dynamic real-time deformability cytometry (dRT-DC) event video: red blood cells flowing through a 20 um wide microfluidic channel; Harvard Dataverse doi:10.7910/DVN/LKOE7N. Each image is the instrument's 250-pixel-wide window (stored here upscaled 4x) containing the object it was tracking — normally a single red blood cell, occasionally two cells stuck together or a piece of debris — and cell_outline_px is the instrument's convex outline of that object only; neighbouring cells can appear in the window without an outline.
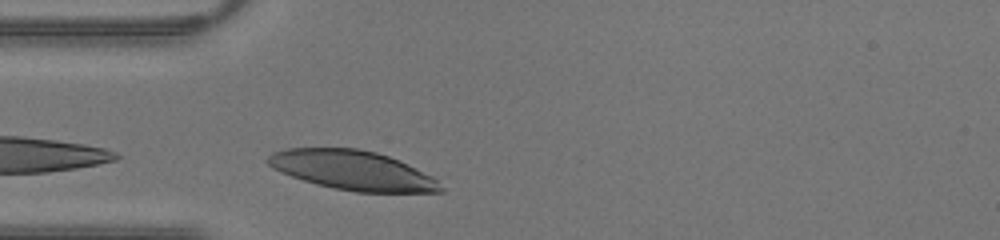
{"species": "human", "species_latin": "Homo sapiens", "temperature_condition": "warm", "stored_images_in_passage": 20, "camera_frame_rate_fps": 3000, "um_per_image_px": 0.085, "donor": {"sex": "male"}, "frame": {"image": 1, "passage_image": 1, "time_ms": 0.0, "image_size_px": [1000, 240], "cell_outline_px": [[444, 192], [356, 192], [316, 184], [292, 176], [272, 168], [264, 160], [272, 152], [288, 148], [356, 148], [376, 152], [388, 156], [408, 164], [432, 176], [444, 188]], "centroid_in_image_um": [29.96, 14.47], "position_along_channel_um": 55.0, "area_um2": 39.48}}
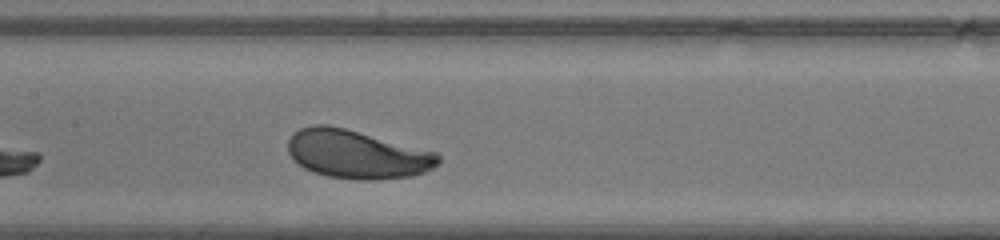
{"frame": {"image": 2, "passage_image": 9, "time_ms": 2.667, "image_size_px": [1000, 240], "cell_outline_px": [[440, 164], [424, 172], [412, 176], [376, 180], [360, 180], [328, 176], [312, 172], [304, 168], [292, 160], [288, 152], [288, 140], [300, 128], [312, 124], [328, 124], [440, 152]], "centroid_in_image_um": [30.37, 13.11], "position_along_channel_um": 177.0, "area_um2": 42.89}}
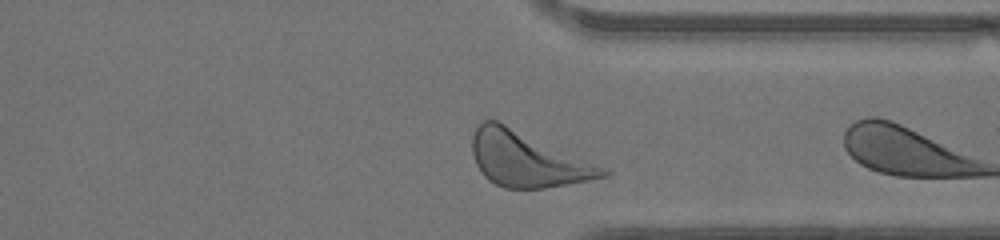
{"frame": {"image": 3, "passage_image": 19, "time_ms": 6.0, "image_size_px": [1000, 240], "cell_outline_px": [[612, 172], [608, 176], [588, 180], [544, 188], [504, 188], [488, 180], [484, 176], [476, 164], [472, 152], [472, 136], [476, 128], [484, 120], [496, 120]], "centroid_in_image_um": [44.75, 13.56], "position_along_channel_um": 366.6, "area_um2": 40.63}}